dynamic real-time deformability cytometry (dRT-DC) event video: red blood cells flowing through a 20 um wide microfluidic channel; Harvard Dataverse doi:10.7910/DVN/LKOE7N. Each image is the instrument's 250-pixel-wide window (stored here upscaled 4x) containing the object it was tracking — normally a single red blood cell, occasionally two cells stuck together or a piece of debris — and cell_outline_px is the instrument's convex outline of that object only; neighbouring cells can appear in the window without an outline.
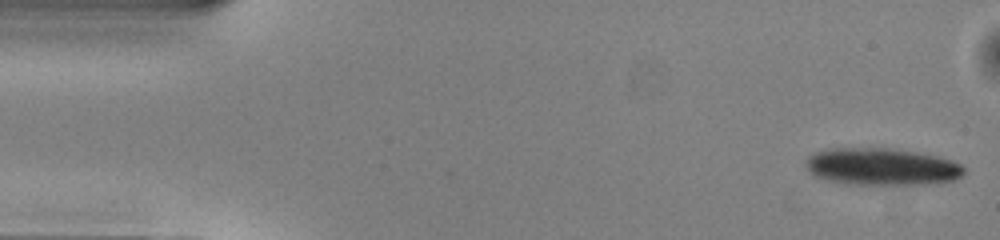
{"species": "common noctule bat (a hibernating species)", "species_latin": "Nyctalus noctula", "temperature_condition": "warm", "stored_images_in_passage": 50, "camera_frame_rate_fps": 3000, "um_per_image_px": 0.085, "animal": {"sex": "male", "body_mass_g": 13.0, "forearm_length_mm": 53.1}, "frame": {"image": 1, "passage_image": 1, "time_ms": 0.0, "image_size_px": [1000, 240], "cell_outline_px": [[964, 172], [956, 180], [940, 184], [848, 184], [828, 180], [816, 176], [808, 172], [804, 164], [804, 160], [808, 156], [816, 152], [828, 148], [892, 148], [940, 156], [952, 160], [960, 164], [964, 168]], "centroid_in_image_um": [74.95, 14.17], "position_along_channel_um": 10.0, "area_um2": 34.68}}
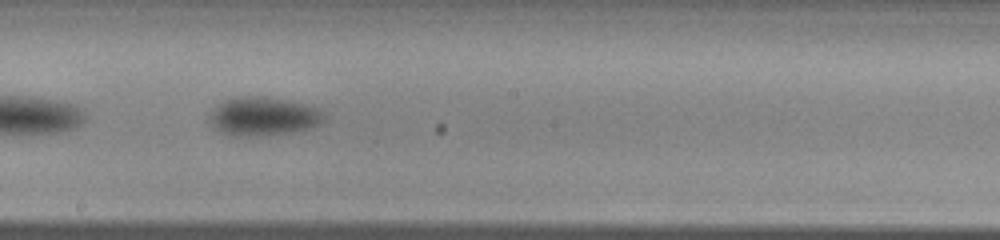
{"frame": {"image": 2, "passage_image": 27, "time_ms": 8.667, "image_size_px": [1000, 240], "cell_outline_px": [[324, 120], [308, 128], [288, 132], [256, 136], [232, 136], [224, 132], [208, 120], [212, 112], [224, 100], [240, 96], [264, 96], [304, 104], [316, 108], [324, 112]], "centroid_in_image_um": [22.38, 9.88], "position_along_channel_um": 225.8, "area_um2": 25.03}}
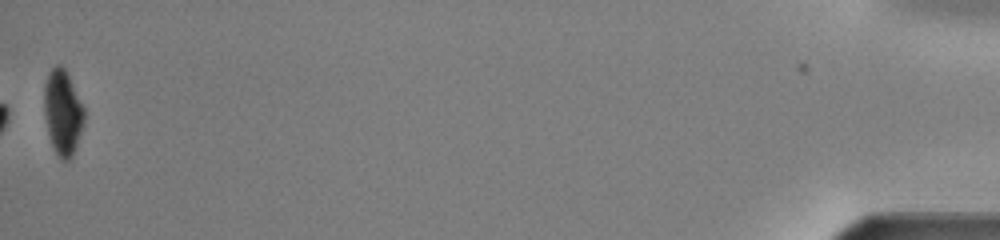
{"frame": {"image": 3, "passage_image": 50, "time_ms": 16.333, "image_size_px": [1000, 240], "cell_outline_px": [[84, 120], [72, 156], [68, 160], [60, 160], [52, 148], [48, 132], [44, 112], [44, 84], [48, 72], [56, 64], [60, 64], [64, 68], [84, 108]], "centroid_in_image_um": [5.3, 9.55], "position_along_channel_um": 429.9, "area_um2": 19.59}, "authors_computed_cell_mechanics": {"area_um2": 25.2297, "velocity_mm_per_s": 4.0323, "shape_relaxation_time_tau1_ms": 2.0947, "shape_relaxation_time_tau2_ms": null, "deformation_change_tau1": 0.0992, "deformation_change_tau2": null}}